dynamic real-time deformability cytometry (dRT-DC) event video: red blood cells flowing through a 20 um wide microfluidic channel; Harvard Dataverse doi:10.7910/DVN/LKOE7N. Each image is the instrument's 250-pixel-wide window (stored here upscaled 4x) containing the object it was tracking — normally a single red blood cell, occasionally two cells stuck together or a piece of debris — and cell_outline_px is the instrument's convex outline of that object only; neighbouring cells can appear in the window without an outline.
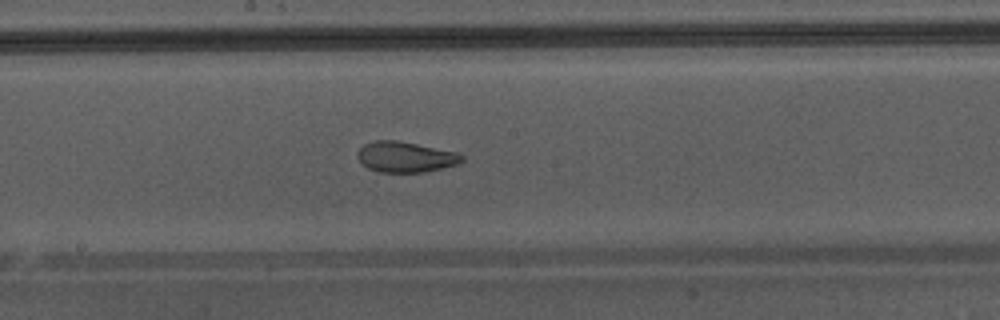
{"species": "Egyptian fruit bat (a non-hibernating species)", "species_latin": "Rousettus aegyptiacus", "temperature_condition": "warm", "stored_images_in_passage": 38, "camera_frame_rate_fps": 3000, "um_per_image_px": 0.085, "animal": {"sex": "male"}, "frame": {"image": 1, "passage_image": 17, "time_ms": 5.333, "image_size_px": [1000, 320], "cell_outline_px": [[464, 160], [460, 164], [424, 172], [380, 172], [368, 168], [356, 156], [356, 152], [364, 144], [376, 140], [396, 140], [456, 152], [464, 156]], "centroid_in_image_um": [34.47, 13.34], "position_along_channel_um": 213.7, "area_um2": 18.55}, "authors_computed_cell_mechanics": {"area_um2": 20.9814, "velocity_mm_per_s": 4.3706, "shape_relaxation_time_tau1_ms": null, "shape_relaxation_time_tau2_ms": 0.953, "deformation_change_tau1": null, "deformation_change_tau2": 0.0754}}